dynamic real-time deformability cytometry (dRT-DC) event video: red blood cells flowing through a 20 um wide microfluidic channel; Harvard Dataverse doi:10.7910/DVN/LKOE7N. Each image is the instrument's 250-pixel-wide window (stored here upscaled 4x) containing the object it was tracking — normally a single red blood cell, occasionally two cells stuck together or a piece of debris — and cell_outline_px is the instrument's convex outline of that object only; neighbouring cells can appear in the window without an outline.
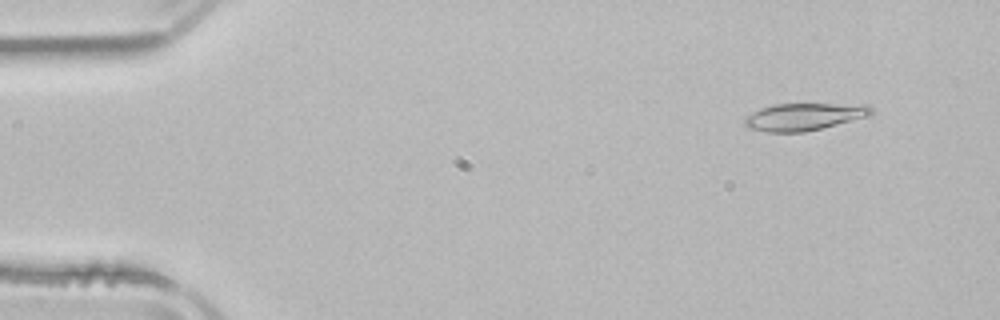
{"species": "common noctule bat (a hibernating species)", "species_latin": "Nyctalus noctula", "temperature_condition": "room temperature", "stored_images_in_passage": 4, "camera_frame_rate_fps": 3000, "um_per_image_px": 0.085, "animal": {"sex": "male", "body_mass_g": 21.5, "forearm_length_mm": 52.0}, "frame": {"image": 1, "passage_image": 1, "time_ms": 0.0, "image_size_px": [1000, 320], "cell_outline_px": [[872, 112], [868, 116], [804, 132], [768, 132], [748, 128], [744, 124], [744, 116], [760, 108], [772, 104], [868, 104], [872, 108]], "centroid_in_image_um": [68.29, 9.91], "position_along_channel_um": 16.7, "area_um2": 20.06}}
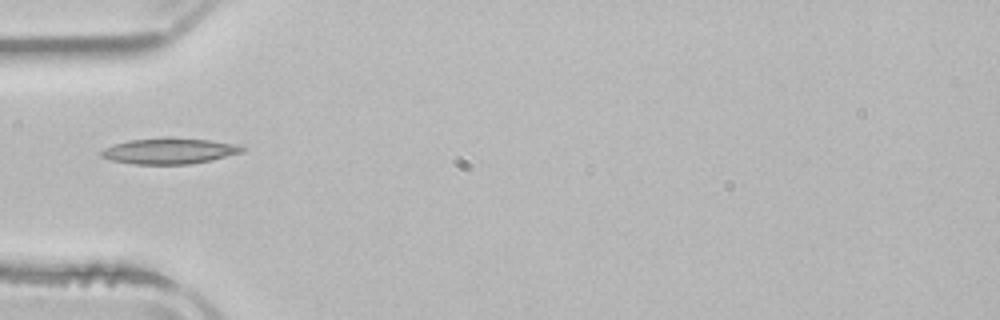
{"frame": {"image": 2, "passage_image": 4, "time_ms": 4.0, "image_size_px": [1000, 320], "cell_outline_px": [[248, 148], [244, 152], [212, 160], [192, 164], [132, 164], [112, 160], [100, 156], [100, 152], [104, 148], [128, 140], [208, 140], [240, 144]], "centroid_in_image_um": [14.47, 12.88], "position_along_channel_um": 70.5, "area_um2": 20.52}}